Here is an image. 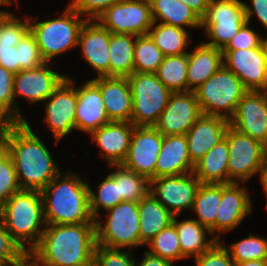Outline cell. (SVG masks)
I'll list each match as a JSON object with an SVG mask.
<instances>
[{"label":"cell","mask_w":267,"mask_h":266,"mask_svg":"<svg viewBox=\"0 0 267 266\" xmlns=\"http://www.w3.org/2000/svg\"><path fill=\"white\" fill-rule=\"evenodd\" d=\"M0 139L11 156L21 189L42 191L60 169L29 123H3Z\"/></svg>","instance_id":"obj_1"},{"label":"cell","mask_w":267,"mask_h":266,"mask_svg":"<svg viewBox=\"0 0 267 266\" xmlns=\"http://www.w3.org/2000/svg\"><path fill=\"white\" fill-rule=\"evenodd\" d=\"M96 223L46 225L29 253L38 266H85L94 260Z\"/></svg>","instance_id":"obj_2"},{"label":"cell","mask_w":267,"mask_h":266,"mask_svg":"<svg viewBox=\"0 0 267 266\" xmlns=\"http://www.w3.org/2000/svg\"><path fill=\"white\" fill-rule=\"evenodd\" d=\"M64 175L60 172L40 191L46 225L95 222L90 212L89 184L78 174Z\"/></svg>","instance_id":"obj_3"},{"label":"cell","mask_w":267,"mask_h":266,"mask_svg":"<svg viewBox=\"0 0 267 266\" xmlns=\"http://www.w3.org/2000/svg\"><path fill=\"white\" fill-rule=\"evenodd\" d=\"M0 218L12 238L30 253L46 227L41 192L27 189L16 192L0 207ZM25 243L30 244L29 248Z\"/></svg>","instance_id":"obj_4"},{"label":"cell","mask_w":267,"mask_h":266,"mask_svg":"<svg viewBox=\"0 0 267 266\" xmlns=\"http://www.w3.org/2000/svg\"><path fill=\"white\" fill-rule=\"evenodd\" d=\"M247 91L242 81L222 65L216 73L197 87L194 93L204 115L219 116L229 121Z\"/></svg>","instance_id":"obj_5"},{"label":"cell","mask_w":267,"mask_h":266,"mask_svg":"<svg viewBox=\"0 0 267 266\" xmlns=\"http://www.w3.org/2000/svg\"><path fill=\"white\" fill-rule=\"evenodd\" d=\"M67 7L57 19L32 23L29 17V30L34 35L45 62H50L57 55L78 47L80 30L87 18Z\"/></svg>","instance_id":"obj_6"},{"label":"cell","mask_w":267,"mask_h":266,"mask_svg":"<svg viewBox=\"0 0 267 266\" xmlns=\"http://www.w3.org/2000/svg\"><path fill=\"white\" fill-rule=\"evenodd\" d=\"M126 78L133 97L131 122L135 126H154L172 92L155 73L133 72Z\"/></svg>","instance_id":"obj_7"},{"label":"cell","mask_w":267,"mask_h":266,"mask_svg":"<svg viewBox=\"0 0 267 266\" xmlns=\"http://www.w3.org/2000/svg\"><path fill=\"white\" fill-rule=\"evenodd\" d=\"M105 225L96 220V245L122 249L137 247L140 241L138 202L122 201L108 210Z\"/></svg>","instance_id":"obj_8"},{"label":"cell","mask_w":267,"mask_h":266,"mask_svg":"<svg viewBox=\"0 0 267 266\" xmlns=\"http://www.w3.org/2000/svg\"><path fill=\"white\" fill-rule=\"evenodd\" d=\"M246 22L241 0H211L201 18V28L210 38V42L204 43L223 50Z\"/></svg>","instance_id":"obj_9"},{"label":"cell","mask_w":267,"mask_h":266,"mask_svg":"<svg viewBox=\"0 0 267 266\" xmlns=\"http://www.w3.org/2000/svg\"><path fill=\"white\" fill-rule=\"evenodd\" d=\"M225 137L229 147V183H244L259 173L267 157V146L230 125Z\"/></svg>","instance_id":"obj_10"},{"label":"cell","mask_w":267,"mask_h":266,"mask_svg":"<svg viewBox=\"0 0 267 266\" xmlns=\"http://www.w3.org/2000/svg\"><path fill=\"white\" fill-rule=\"evenodd\" d=\"M97 21L110 33L147 35L152 27L149 0H121L114 3Z\"/></svg>","instance_id":"obj_11"},{"label":"cell","mask_w":267,"mask_h":266,"mask_svg":"<svg viewBox=\"0 0 267 266\" xmlns=\"http://www.w3.org/2000/svg\"><path fill=\"white\" fill-rule=\"evenodd\" d=\"M49 62L33 69L21 70L14 74L13 96L16 106V122H26L22 117L16 96H22L31 103L47 102L49 96L67 77L51 70Z\"/></svg>","instance_id":"obj_12"},{"label":"cell","mask_w":267,"mask_h":266,"mask_svg":"<svg viewBox=\"0 0 267 266\" xmlns=\"http://www.w3.org/2000/svg\"><path fill=\"white\" fill-rule=\"evenodd\" d=\"M201 182L195 174L162 176L150 180V193L174 216L193 208Z\"/></svg>","instance_id":"obj_13"},{"label":"cell","mask_w":267,"mask_h":266,"mask_svg":"<svg viewBox=\"0 0 267 266\" xmlns=\"http://www.w3.org/2000/svg\"><path fill=\"white\" fill-rule=\"evenodd\" d=\"M162 142L163 135L154 126H135L122 165L149 180L155 179V167Z\"/></svg>","instance_id":"obj_14"},{"label":"cell","mask_w":267,"mask_h":266,"mask_svg":"<svg viewBox=\"0 0 267 266\" xmlns=\"http://www.w3.org/2000/svg\"><path fill=\"white\" fill-rule=\"evenodd\" d=\"M194 91L172 92L154 127L163 135H186L202 115Z\"/></svg>","instance_id":"obj_15"},{"label":"cell","mask_w":267,"mask_h":266,"mask_svg":"<svg viewBox=\"0 0 267 266\" xmlns=\"http://www.w3.org/2000/svg\"><path fill=\"white\" fill-rule=\"evenodd\" d=\"M223 65L233 72L247 90L267 91V60L262 46L222 50Z\"/></svg>","instance_id":"obj_16"},{"label":"cell","mask_w":267,"mask_h":266,"mask_svg":"<svg viewBox=\"0 0 267 266\" xmlns=\"http://www.w3.org/2000/svg\"><path fill=\"white\" fill-rule=\"evenodd\" d=\"M66 77L49 96L46 104L45 123L55 137L56 144L75 128L77 95L74 80ZM73 80V81H72Z\"/></svg>","instance_id":"obj_17"},{"label":"cell","mask_w":267,"mask_h":266,"mask_svg":"<svg viewBox=\"0 0 267 266\" xmlns=\"http://www.w3.org/2000/svg\"><path fill=\"white\" fill-rule=\"evenodd\" d=\"M229 125L267 146V91L248 90Z\"/></svg>","instance_id":"obj_18"},{"label":"cell","mask_w":267,"mask_h":266,"mask_svg":"<svg viewBox=\"0 0 267 266\" xmlns=\"http://www.w3.org/2000/svg\"><path fill=\"white\" fill-rule=\"evenodd\" d=\"M110 32L96 20H86L82 26L78 47L82 48L85 61L98 73V77H109Z\"/></svg>","instance_id":"obj_19"},{"label":"cell","mask_w":267,"mask_h":266,"mask_svg":"<svg viewBox=\"0 0 267 266\" xmlns=\"http://www.w3.org/2000/svg\"><path fill=\"white\" fill-rule=\"evenodd\" d=\"M245 187L235 182L222 184L221 203L215 217V232L221 234L233 230L251 213V197Z\"/></svg>","instance_id":"obj_20"},{"label":"cell","mask_w":267,"mask_h":266,"mask_svg":"<svg viewBox=\"0 0 267 266\" xmlns=\"http://www.w3.org/2000/svg\"><path fill=\"white\" fill-rule=\"evenodd\" d=\"M132 122L110 121L91 133L93 142H96L102 158L110 165H120L127 157L133 129Z\"/></svg>","instance_id":"obj_21"},{"label":"cell","mask_w":267,"mask_h":266,"mask_svg":"<svg viewBox=\"0 0 267 266\" xmlns=\"http://www.w3.org/2000/svg\"><path fill=\"white\" fill-rule=\"evenodd\" d=\"M75 88L77 95L75 128L91 134L109 123L99 87L92 80H88Z\"/></svg>","instance_id":"obj_22"},{"label":"cell","mask_w":267,"mask_h":266,"mask_svg":"<svg viewBox=\"0 0 267 266\" xmlns=\"http://www.w3.org/2000/svg\"><path fill=\"white\" fill-rule=\"evenodd\" d=\"M109 121L131 122L133 97L126 77H96Z\"/></svg>","instance_id":"obj_23"},{"label":"cell","mask_w":267,"mask_h":266,"mask_svg":"<svg viewBox=\"0 0 267 266\" xmlns=\"http://www.w3.org/2000/svg\"><path fill=\"white\" fill-rule=\"evenodd\" d=\"M229 121L219 116L202 114L186 134L191 162L195 165L225 137Z\"/></svg>","instance_id":"obj_24"},{"label":"cell","mask_w":267,"mask_h":266,"mask_svg":"<svg viewBox=\"0 0 267 266\" xmlns=\"http://www.w3.org/2000/svg\"><path fill=\"white\" fill-rule=\"evenodd\" d=\"M186 135L163 136L161 150L155 167V178L192 173Z\"/></svg>","instance_id":"obj_25"},{"label":"cell","mask_w":267,"mask_h":266,"mask_svg":"<svg viewBox=\"0 0 267 266\" xmlns=\"http://www.w3.org/2000/svg\"><path fill=\"white\" fill-rule=\"evenodd\" d=\"M223 65L222 50L206 45L203 41L192 53L188 52V91H194Z\"/></svg>","instance_id":"obj_26"},{"label":"cell","mask_w":267,"mask_h":266,"mask_svg":"<svg viewBox=\"0 0 267 266\" xmlns=\"http://www.w3.org/2000/svg\"><path fill=\"white\" fill-rule=\"evenodd\" d=\"M228 159L229 147L224 137L195 164L193 173L201 183L228 184Z\"/></svg>","instance_id":"obj_27"},{"label":"cell","mask_w":267,"mask_h":266,"mask_svg":"<svg viewBox=\"0 0 267 266\" xmlns=\"http://www.w3.org/2000/svg\"><path fill=\"white\" fill-rule=\"evenodd\" d=\"M140 241L143 245L168 227L174 215L151 193L138 202Z\"/></svg>","instance_id":"obj_28"},{"label":"cell","mask_w":267,"mask_h":266,"mask_svg":"<svg viewBox=\"0 0 267 266\" xmlns=\"http://www.w3.org/2000/svg\"><path fill=\"white\" fill-rule=\"evenodd\" d=\"M153 22L184 29L201 28V18L186 4L178 0H149Z\"/></svg>","instance_id":"obj_29"},{"label":"cell","mask_w":267,"mask_h":266,"mask_svg":"<svg viewBox=\"0 0 267 266\" xmlns=\"http://www.w3.org/2000/svg\"><path fill=\"white\" fill-rule=\"evenodd\" d=\"M172 223L176 227L181 252L185 258L200 256L218 241L214 236L207 241L206 230L208 233L210 231L207 227L197 222L196 219H187L179 222L176 216H174Z\"/></svg>","instance_id":"obj_30"},{"label":"cell","mask_w":267,"mask_h":266,"mask_svg":"<svg viewBox=\"0 0 267 266\" xmlns=\"http://www.w3.org/2000/svg\"><path fill=\"white\" fill-rule=\"evenodd\" d=\"M136 35L110 33L109 77H128L133 73Z\"/></svg>","instance_id":"obj_31"},{"label":"cell","mask_w":267,"mask_h":266,"mask_svg":"<svg viewBox=\"0 0 267 266\" xmlns=\"http://www.w3.org/2000/svg\"><path fill=\"white\" fill-rule=\"evenodd\" d=\"M222 198V184L201 183L195 199L192 211L198 215L196 220L207 227L210 234L220 241V235L215 234V217Z\"/></svg>","instance_id":"obj_32"},{"label":"cell","mask_w":267,"mask_h":266,"mask_svg":"<svg viewBox=\"0 0 267 266\" xmlns=\"http://www.w3.org/2000/svg\"><path fill=\"white\" fill-rule=\"evenodd\" d=\"M148 35L154 41L155 45L162 51L164 56H173L188 53L185 52L188 40L191 36L188 31L177 27L170 26L163 23L153 22L149 29Z\"/></svg>","instance_id":"obj_33"},{"label":"cell","mask_w":267,"mask_h":266,"mask_svg":"<svg viewBox=\"0 0 267 266\" xmlns=\"http://www.w3.org/2000/svg\"><path fill=\"white\" fill-rule=\"evenodd\" d=\"M116 170L109 175L118 183L119 196L122 201L139 202L150 193V180L122 164L110 165Z\"/></svg>","instance_id":"obj_34"},{"label":"cell","mask_w":267,"mask_h":266,"mask_svg":"<svg viewBox=\"0 0 267 266\" xmlns=\"http://www.w3.org/2000/svg\"><path fill=\"white\" fill-rule=\"evenodd\" d=\"M188 53L165 56L156 76L171 92H187Z\"/></svg>","instance_id":"obj_35"},{"label":"cell","mask_w":267,"mask_h":266,"mask_svg":"<svg viewBox=\"0 0 267 266\" xmlns=\"http://www.w3.org/2000/svg\"><path fill=\"white\" fill-rule=\"evenodd\" d=\"M164 57L148 34L136 36L133 72L156 73Z\"/></svg>","instance_id":"obj_36"},{"label":"cell","mask_w":267,"mask_h":266,"mask_svg":"<svg viewBox=\"0 0 267 266\" xmlns=\"http://www.w3.org/2000/svg\"><path fill=\"white\" fill-rule=\"evenodd\" d=\"M147 244L151 248L148 250L149 253L169 260L172 263L185 258L182 255L178 234L173 223L160 231Z\"/></svg>","instance_id":"obj_37"},{"label":"cell","mask_w":267,"mask_h":266,"mask_svg":"<svg viewBox=\"0 0 267 266\" xmlns=\"http://www.w3.org/2000/svg\"><path fill=\"white\" fill-rule=\"evenodd\" d=\"M97 192L98 194H95L89 186L90 212L95 221L99 216L100 208L108 211L121 202L118 183L110 175L100 183Z\"/></svg>","instance_id":"obj_38"},{"label":"cell","mask_w":267,"mask_h":266,"mask_svg":"<svg viewBox=\"0 0 267 266\" xmlns=\"http://www.w3.org/2000/svg\"><path fill=\"white\" fill-rule=\"evenodd\" d=\"M228 252L234 262L267 260V240L259 235L249 234L248 237L232 243Z\"/></svg>","instance_id":"obj_39"},{"label":"cell","mask_w":267,"mask_h":266,"mask_svg":"<svg viewBox=\"0 0 267 266\" xmlns=\"http://www.w3.org/2000/svg\"><path fill=\"white\" fill-rule=\"evenodd\" d=\"M20 190L12 158L7 153L4 142L0 139V207Z\"/></svg>","instance_id":"obj_40"},{"label":"cell","mask_w":267,"mask_h":266,"mask_svg":"<svg viewBox=\"0 0 267 266\" xmlns=\"http://www.w3.org/2000/svg\"><path fill=\"white\" fill-rule=\"evenodd\" d=\"M29 31V16L25 22L15 18L13 13L0 11V44L16 46Z\"/></svg>","instance_id":"obj_41"},{"label":"cell","mask_w":267,"mask_h":266,"mask_svg":"<svg viewBox=\"0 0 267 266\" xmlns=\"http://www.w3.org/2000/svg\"><path fill=\"white\" fill-rule=\"evenodd\" d=\"M14 73L0 65V121L16 122V106L13 96Z\"/></svg>","instance_id":"obj_42"},{"label":"cell","mask_w":267,"mask_h":266,"mask_svg":"<svg viewBox=\"0 0 267 266\" xmlns=\"http://www.w3.org/2000/svg\"><path fill=\"white\" fill-rule=\"evenodd\" d=\"M18 50V63L21 70L33 69L45 63L34 35L30 30L16 45Z\"/></svg>","instance_id":"obj_43"},{"label":"cell","mask_w":267,"mask_h":266,"mask_svg":"<svg viewBox=\"0 0 267 266\" xmlns=\"http://www.w3.org/2000/svg\"><path fill=\"white\" fill-rule=\"evenodd\" d=\"M131 251H120L118 248H108L96 245L94 261L97 266H135V260L130 258Z\"/></svg>","instance_id":"obj_44"},{"label":"cell","mask_w":267,"mask_h":266,"mask_svg":"<svg viewBox=\"0 0 267 266\" xmlns=\"http://www.w3.org/2000/svg\"><path fill=\"white\" fill-rule=\"evenodd\" d=\"M196 266H234L227 247L217 241L208 251L194 258Z\"/></svg>","instance_id":"obj_45"},{"label":"cell","mask_w":267,"mask_h":266,"mask_svg":"<svg viewBox=\"0 0 267 266\" xmlns=\"http://www.w3.org/2000/svg\"><path fill=\"white\" fill-rule=\"evenodd\" d=\"M26 254L28 253L12 238L0 218V257L9 264H15Z\"/></svg>","instance_id":"obj_46"},{"label":"cell","mask_w":267,"mask_h":266,"mask_svg":"<svg viewBox=\"0 0 267 266\" xmlns=\"http://www.w3.org/2000/svg\"><path fill=\"white\" fill-rule=\"evenodd\" d=\"M119 1L121 0H72L68 7L81 16L88 14L87 20H97L102 13Z\"/></svg>","instance_id":"obj_47"},{"label":"cell","mask_w":267,"mask_h":266,"mask_svg":"<svg viewBox=\"0 0 267 266\" xmlns=\"http://www.w3.org/2000/svg\"><path fill=\"white\" fill-rule=\"evenodd\" d=\"M246 22L223 50L251 49L262 46V36Z\"/></svg>","instance_id":"obj_48"},{"label":"cell","mask_w":267,"mask_h":266,"mask_svg":"<svg viewBox=\"0 0 267 266\" xmlns=\"http://www.w3.org/2000/svg\"><path fill=\"white\" fill-rule=\"evenodd\" d=\"M0 65L14 74L20 71L16 46L0 44Z\"/></svg>","instance_id":"obj_49"},{"label":"cell","mask_w":267,"mask_h":266,"mask_svg":"<svg viewBox=\"0 0 267 266\" xmlns=\"http://www.w3.org/2000/svg\"><path fill=\"white\" fill-rule=\"evenodd\" d=\"M251 2L253 8L243 2L247 22L250 23V18L255 12L260 23L267 29V0H251Z\"/></svg>","instance_id":"obj_50"},{"label":"cell","mask_w":267,"mask_h":266,"mask_svg":"<svg viewBox=\"0 0 267 266\" xmlns=\"http://www.w3.org/2000/svg\"><path fill=\"white\" fill-rule=\"evenodd\" d=\"M143 257L142 262L136 263L135 266H173L171 261L153 255L148 251L144 252Z\"/></svg>","instance_id":"obj_51"},{"label":"cell","mask_w":267,"mask_h":266,"mask_svg":"<svg viewBox=\"0 0 267 266\" xmlns=\"http://www.w3.org/2000/svg\"><path fill=\"white\" fill-rule=\"evenodd\" d=\"M190 7L200 18H202L211 0H178Z\"/></svg>","instance_id":"obj_52"},{"label":"cell","mask_w":267,"mask_h":266,"mask_svg":"<svg viewBox=\"0 0 267 266\" xmlns=\"http://www.w3.org/2000/svg\"><path fill=\"white\" fill-rule=\"evenodd\" d=\"M259 174H260V181L264 189V193L267 197V157L265 158L264 163L260 168Z\"/></svg>","instance_id":"obj_53"},{"label":"cell","mask_w":267,"mask_h":266,"mask_svg":"<svg viewBox=\"0 0 267 266\" xmlns=\"http://www.w3.org/2000/svg\"><path fill=\"white\" fill-rule=\"evenodd\" d=\"M9 266H38L37 261L28 253L19 262Z\"/></svg>","instance_id":"obj_54"},{"label":"cell","mask_w":267,"mask_h":266,"mask_svg":"<svg viewBox=\"0 0 267 266\" xmlns=\"http://www.w3.org/2000/svg\"><path fill=\"white\" fill-rule=\"evenodd\" d=\"M234 266H267V260H250L245 262H234Z\"/></svg>","instance_id":"obj_55"},{"label":"cell","mask_w":267,"mask_h":266,"mask_svg":"<svg viewBox=\"0 0 267 266\" xmlns=\"http://www.w3.org/2000/svg\"><path fill=\"white\" fill-rule=\"evenodd\" d=\"M262 48L264 50V54H265V57H266V60H267V36H266V39L265 38H262Z\"/></svg>","instance_id":"obj_56"},{"label":"cell","mask_w":267,"mask_h":266,"mask_svg":"<svg viewBox=\"0 0 267 266\" xmlns=\"http://www.w3.org/2000/svg\"><path fill=\"white\" fill-rule=\"evenodd\" d=\"M16 2L18 1V0H15ZM13 3H12V1L11 0H0V6L1 5H12Z\"/></svg>","instance_id":"obj_57"},{"label":"cell","mask_w":267,"mask_h":266,"mask_svg":"<svg viewBox=\"0 0 267 266\" xmlns=\"http://www.w3.org/2000/svg\"><path fill=\"white\" fill-rule=\"evenodd\" d=\"M10 264L3 258L0 257V266H9Z\"/></svg>","instance_id":"obj_58"},{"label":"cell","mask_w":267,"mask_h":266,"mask_svg":"<svg viewBox=\"0 0 267 266\" xmlns=\"http://www.w3.org/2000/svg\"><path fill=\"white\" fill-rule=\"evenodd\" d=\"M85 266H97V265H96L95 261L93 260L91 263H89V264H87Z\"/></svg>","instance_id":"obj_59"}]
</instances>
